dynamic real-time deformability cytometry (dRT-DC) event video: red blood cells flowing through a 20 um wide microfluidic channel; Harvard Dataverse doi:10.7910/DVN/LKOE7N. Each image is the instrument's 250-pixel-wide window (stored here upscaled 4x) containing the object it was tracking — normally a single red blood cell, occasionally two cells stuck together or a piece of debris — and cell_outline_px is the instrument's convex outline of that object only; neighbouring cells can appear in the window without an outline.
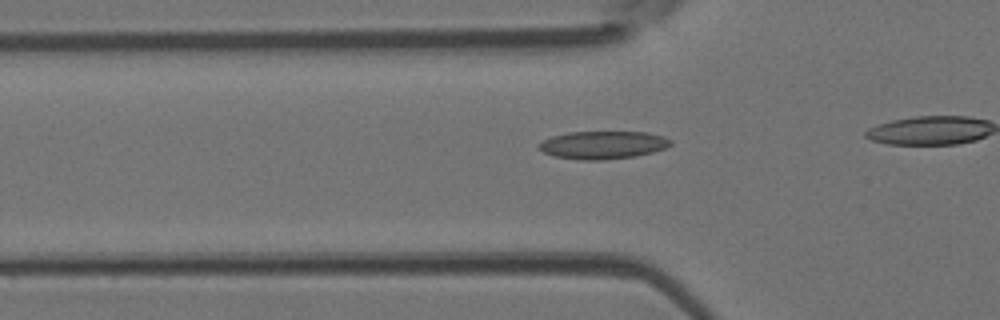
{"species": "Egyptian fruit bat (a non-hibernating species)", "species_latin": "Rousettus aegyptiacus", "temperature_condition": "room temperature", "stored_images_in_passage": 18, "camera_frame_rate_fps": 3000, "um_per_image_px": 0.085, "animal": {"sex": "female"}, "frame": {"image": 1, "passage_image": 13, "time_ms": 4.0, "image_size_px": [1000, 320], "cell_outline_px": [[672, 144], [664, 148], [652, 152], [636, 156], [600, 160], [580, 160], [556, 156], [544, 152], [536, 148], [536, 144], [552, 136], [568, 132], [648, 132], [664, 136], [672, 140]], "centroid_in_image_um": [51.24, 12.31], "position_along_channel_um": 74.6, "area_um2": 21.44}}
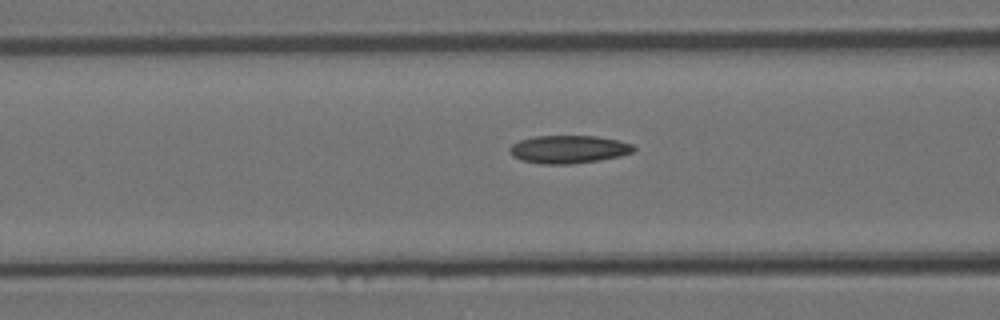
{"frame": {"image": 2, "passage_image": 16, "time_ms": 5.0, "image_size_px": [1000, 320], "cell_outline_px": [[636, 148], [632, 152], [620, 156], [600, 160], [572, 164], [540, 164], [520, 160], [512, 156], [508, 152], [508, 148], [512, 144], [520, 140], [536, 136], [596, 136], [616, 140], [632, 144]], "centroid_in_image_um": [48.28, 12.7], "position_along_channel_um": 118.3, "area_um2": 20.29}}